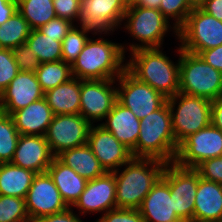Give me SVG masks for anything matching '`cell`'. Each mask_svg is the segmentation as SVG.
I'll return each mask as SVG.
<instances>
[{
	"label": "cell",
	"mask_w": 222,
	"mask_h": 222,
	"mask_svg": "<svg viewBox=\"0 0 222 222\" xmlns=\"http://www.w3.org/2000/svg\"><path fill=\"white\" fill-rule=\"evenodd\" d=\"M95 33L99 38H89L81 53L71 65L73 77L80 80L117 79L125 70V52L122 43H114ZM125 62V64H124Z\"/></svg>",
	"instance_id": "6da1fadb"
},
{
	"label": "cell",
	"mask_w": 222,
	"mask_h": 222,
	"mask_svg": "<svg viewBox=\"0 0 222 222\" xmlns=\"http://www.w3.org/2000/svg\"><path fill=\"white\" fill-rule=\"evenodd\" d=\"M160 48H143L132 51L126 69L138 80L147 83L165 98L179 92L180 63L176 62Z\"/></svg>",
	"instance_id": "7a4b0ae2"
},
{
	"label": "cell",
	"mask_w": 222,
	"mask_h": 222,
	"mask_svg": "<svg viewBox=\"0 0 222 222\" xmlns=\"http://www.w3.org/2000/svg\"><path fill=\"white\" fill-rule=\"evenodd\" d=\"M166 164L154 158L133 157L123 165V170L114 171L116 208L139 209L143 199L162 176Z\"/></svg>",
	"instance_id": "3957f363"
},
{
	"label": "cell",
	"mask_w": 222,
	"mask_h": 222,
	"mask_svg": "<svg viewBox=\"0 0 222 222\" xmlns=\"http://www.w3.org/2000/svg\"><path fill=\"white\" fill-rule=\"evenodd\" d=\"M178 146L172 130L169 105L166 102L161 108L140 120V132L132 155L135 158H154L165 163H174Z\"/></svg>",
	"instance_id": "277c9868"
},
{
	"label": "cell",
	"mask_w": 222,
	"mask_h": 222,
	"mask_svg": "<svg viewBox=\"0 0 222 222\" xmlns=\"http://www.w3.org/2000/svg\"><path fill=\"white\" fill-rule=\"evenodd\" d=\"M122 23L124 27L121 28L126 29L129 37L139 42H132L129 47L122 44L125 53L143 48H160L164 44V36L169 31H173L175 37L178 36V29L170 24L160 10L141 5L127 8Z\"/></svg>",
	"instance_id": "5b68a950"
},
{
	"label": "cell",
	"mask_w": 222,
	"mask_h": 222,
	"mask_svg": "<svg viewBox=\"0 0 222 222\" xmlns=\"http://www.w3.org/2000/svg\"><path fill=\"white\" fill-rule=\"evenodd\" d=\"M179 92L202 97L210 101L222 95V72L206 63L199 55L179 47Z\"/></svg>",
	"instance_id": "8992f818"
},
{
	"label": "cell",
	"mask_w": 222,
	"mask_h": 222,
	"mask_svg": "<svg viewBox=\"0 0 222 222\" xmlns=\"http://www.w3.org/2000/svg\"><path fill=\"white\" fill-rule=\"evenodd\" d=\"M172 130L179 145L189 135L211 124L212 101L178 92L167 99Z\"/></svg>",
	"instance_id": "52a82bcc"
},
{
	"label": "cell",
	"mask_w": 222,
	"mask_h": 222,
	"mask_svg": "<svg viewBox=\"0 0 222 222\" xmlns=\"http://www.w3.org/2000/svg\"><path fill=\"white\" fill-rule=\"evenodd\" d=\"M176 38L181 49L198 55L203 50L222 45V21L200 7L193 8L178 29Z\"/></svg>",
	"instance_id": "ba28073f"
},
{
	"label": "cell",
	"mask_w": 222,
	"mask_h": 222,
	"mask_svg": "<svg viewBox=\"0 0 222 222\" xmlns=\"http://www.w3.org/2000/svg\"><path fill=\"white\" fill-rule=\"evenodd\" d=\"M162 177L173 194L174 212L183 222H194L199 173L194 168L180 167L174 162L165 165Z\"/></svg>",
	"instance_id": "9c48e42d"
},
{
	"label": "cell",
	"mask_w": 222,
	"mask_h": 222,
	"mask_svg": "<svg viewBox=\"0 0 222 222\" xmlns=\"http://www.w3.org/2000/svg\"><path fill=\"white\" fill-rule=\"evenodd\" d=\"M117 101L129 108L139 120L161 108L166 102L162 94L138 80L127 69L116 79Z\"/></svg>",
	"instance_id": "30bf717a"
},
{
	"label": "cell",
	"mask_w": 222,
	"mask_h": 222,
	"mask_svg": "<svg viewBox=\"0 0 222 222\" xmlns=\"http://www.w3.org/2000/svg\"><path fill=\"white\" fill-rule=\"evenodd\" d=\"M222 156V131L212 124L185 138L178 146L174 162L195 168L202 161Z\"/></svg>",
	"instance_id": "8fae6325"
},
{
	"label": "cell",
	"mask_w": 222,
	"mask_h": 222,
	"mask_svg": "<svg viewBox=\"0 0 222 222\" xmlns=\"http://www.w3.org/2000/svg\"><path fill=\"white\" fill-rule=\"evenodd\" d=\"M91 126L80 114L54 115L45 134L53 155L86 144Z\"/></svg>",
	"instance_id": "7c38bea8"
},
{
	"label": "cell",
	"mask_w": 222,
	"mask_h": 222,
	"mask_svg": "<svg viewBox=\"0 0 222 222\" xmlns=\"http://www.w3.org/2000/svg\"><path fill=\"white\" fill-rule=\"evenodd\" d=\"M116 79L81 80L80 112L91 124L103 121L117 101Z\"/></svg>",
	"instance_id": "4fadbf2b"
},
{
	"label": "cell",
	"mask_w": 222,
	"mask_h": 222,
	"mask_svg": "<svg viewBox=\"0 0 222 222\" xmlns=\"http://www.w3.org/2000/svg\"><path fill=\"white\" fill-rule=\"evenodd\" d=\"M126 10L123 0H80L79 22L95 33H113L122 26Z\"/></svg>",
	"instance_id": "5bb4252c"
},
{
	"label": "cell",
	"mask_w": 222,
	"mask_h": 222,
	"mask_svg": "<svg viewBox=\"0 0 222 222\" xmlns=\"http://www.w3.org/2000/svg\"><path fill=\"white\" fill-rule=\"evenodd\" d=\"M26 210L31 222L55 213L65 211L67 204L48 172L37 173L27 192Z\"/></svg>",
	"instance_id": "9a60e30c"
},
{
	"label": "cell",
	"mask_w": 222,
	"mask_h": 222,
	"mask_svg": "<svg viewBox=\"0 0 222 222\" xmlns=\"http://www.w3.org/2000/svg\"><path fill=\"white\" fill-rule=\"evenodd\" d=\"M87 144L106 172H114L132 158V151L99 123L92 124Z\"/></svg>",
	"instance_id": "2e32d148"
},
{
	"label": "cell",
	"mask_w": 222,
	"mask_h": 222,
	"mask_svg": "<svg viewBox=\"0 0 222 222\" xmlns=\"http://www.w3.org/2000/svg\"><path fill=\"white\" fill-rule=\"evenodd\" d=\"M71 208H77L78 213H102L116 208V180L113 172L93 180H88L84 191Z\"/></svg>",
	"instance_id": "e0dca14e"
},
{
	"label": "cell",
	"mask_w": 222,
	"mask_h": 222,
	"mask_svg": "<svg viewBox=\"0 0 222 222\" xmlns=\"http://www.w3.org/2000/svg\"><path fill=\"white\" fill-rule=\"evenodd\" d=\"M44 97L35 72H19L0 94V111L11 115Z\"/></svg>",
	"instance_id": "ac0fdd59"
},
{
	"label": "cell",
	"mask_w": 222,
	"mask_h": 222,
	"mask_svg": "<svg viewBox=\"0 0 222 222\" xmlns=\"http://www.w3.org/2000/svg\"><path fill=\"white\" fill-rule=\"evenodd\" d=\"M54 158L45 136L20 135L11 163L43 173L47 172Z\"/></svg>",
	"instance_id": "d6986e66"
},
{
	"label": "cell",
	"mask_w": 222,
	"mask_h": 222,
	"mask_svg": "<svg viewBox=\"0 0 222 222\" xmlns=\"http://www.w3.org/2000/svg\"><path fill=\"white\" fill-rule=\"evenodd\" d=\"M139 211L144 222H183L173 210V194L162 176L143 199Z\"/></svg>",
	"instance_id": "ffe728a7"
},
{
	"label": "cell",
	"mask_w": 222,
	"mask_h": 222,
	"mask_svg": "<svg viewBox=\"0 0 222 222\" xmlns=\"http://www.w3.org/2000/svg\"><path fill=\"white\" fill-rule=\"evenodd\" d=\"M104 120L100 125L110 131L120 143L131 151L136 148L140 120L129 108L116 101Z\"/></svg>",
	"instance_id": "44dd1931"
},
{
	"label": "cell",
	"mask_w": 222,
	"mask_h": 222,
	"mask_svg": "<svg viewBox=\"0 0 222 222\" xmlns=\"http://www.w3.org/2000/svg\"><path fill=\"white\" fill-rule=\"evenodd\" d=\"M53 116L45 97L11 114L20 135L37 136H45Z\"/></svg>",
	"instance_id": "7402d4cb"
},
{
	"label": "cell",
	"mask_w": 222,
	"mask_h": 222,
	"mask_svg": "<svg viewBox=\"0 0 222 222\" xmlns=\"http://www.w3.org/2000/svg\"><path fill=\"white\" fill-rule=\"evenodd\" d=\"M194 222H222V184L199 177Z\"/></svg>",
	"instance_id": "603a6c76"
},
{
	"label": "cell",
	"mask_w": 222,
	"mask_h": 222,
	"mask_svg": "<svg viewBox=\"0 0 222 222\" xmlns=\"http://www.w3.org/2000/svg\"><path fill=\"white\" fill-rule=\"evenodd\" d=\"M47 172L59 190L63 201L68 207H72L84 191L87 180L56 157L48 167Z\"/></svg>",
	"instance_id": "cb8c5ba5"
},
{
	"label": "cell",
	"mask_w": 222,
	"mask_h": 222,
	"mask_svg": "<svg viewBox=\"0 0 222 222\" xmlns=\"http://www.w3.org/2000/svg\"><path fill=\"white\" fill-rule=\"evenodd\" d=\"M81 80L72 77L44 93L53 115L79 114Z\"/></svg>",
	"instance_id": "d4e9b609"
},
{
	"label": "cell",
	"mask_w": 222,
	"mask_h": 222,
	"mask_svg": "<svg viewBox=\"0 0 222 222\" xmlns=\"http://www.w3.org/2000/svg\"><path fill=\"white\" fill-rule=\"evenodd\" d=\"M56 158L64 165L72 168L87 181L106 173L87 143L65 150L57 155Z\"/></svg>",
	"instance_id": "484cf974"
},
{
	"label": "cell",
	"mask_w": 222,
	"mask_h": 222,
	"mask_svg": "<svg viewBox=\"0 0 222 222\" xmlns=\"http://www.w3.org/2000/svg\"><path fill=\"white\" fill-rule=\"evenodd\" d=\"M36 174L11 162L0 163V195L26 198Z\"/></svg>",
	"instance_id": "4316f807"
},
{
	"label": "cell",
	"mask_w": 222,
	"mask_h": 222,
	"mask_svg": "<svg viewBox=\"0 0 222 222\" xmlns=\"http://www.w3.org/2000/svg\"><path fill=\"white\" fill-rule=\"evenodd\" d=\"M17 11L32 30L57 17L52 0H17Z\"/></svg>",
	"instance_id": "83f0119b"
},
{
	"label": "cell",
	"mask_w": 222,
	"mask_h": 222,
	"mask_svg": "<svg viewBox=\"0 0 222 222\" xmlns=\"http://www.w3.org/2000/svg\"><path fill=\"white\" fill-rule=\"evenodd\" d=\"M31 30L28 22L16 11L8 21L0 25V48L14 49L26 43Z\"/></svg>",
	"instance_id": "f1b7e54d"
},
{
	"label": "cell",
	"mask_w": 222,
	"mask_h": 222,
	"mask_svg": "<svg viewBox=\"0 0 222 222\" xmlns=\"http://www.w3.org/2000/svg\"><path fill=\"white\" fill-rule=\"evenodd\" d=\"M26 43L41 63L62 60V42L41 33L38 29L31 30Z\"/></svg>",
	"instance_id": "f546056e"
},
{
	"label": "cell",
	"mask_w": 222,
	"mask_h": 222,
	"mask_svg": "<svg viewBox=\"0 0 222 222\" xmlns=\"http://www.w3.org/2000/svg\"><path fill=\"white\" fill-rule=\"evenodd\" d=\"M35 75L44 93L71 79V65L65 61L41 63Z\"/></svg>",
	"instance_id": "4dcf8cb0"
},
{
	"label": "cell",
	"mask_w": 222,
	"mask_h": 222,
	"mask_svg": "<svg viewBox=\"0 0 222 222\" xmlns=\"http://www.w3.org/2000/svg\"><path fill=\"white\" fill-rule=\"evenodd\" d=\"M19 137L11 115L0 111V163L11 162Z\"/></svg>",
	"instance_id": "1f68e13d"
},
{
	"label": "cell",
	"mask_w": 222,
	"mask_h": 222,
	"mask_svg": "<svg viewBox=\"0 0 222 222\" xmlns=\"http://www.w3.org/2000/svg\"><path fill=\"white\" fill-rule=\"evenodd\" d=\"M79 28V29H78ZM95 34L94 31L82 25H73L67 35L62 40V60L72 65L77 56L81 53L88 39L89 33Z\"/></svg>",
	"instance_id": "d6a6232c"
},
{
	"label": "cell",
	"mask_w": 222,
	"mask_h": 222,
	"mask_svg": "<svg viewBox=\"0 0 222 222\" xmlns=\"http://www.w3.org/2000/svg\"><path fill=\"white\" fill-rule=\"evenodd\" d=\"M0 222H31L25 198L0 195Z\"/></svg>",
	"instance_id": "836d02e7"
},
{
	"label": "cell",
	"mask_w": 222,
	"mask_h": 222,
	"mask_svg": "<svg viewBox=\"0 0 222 222\" xmlns=\"http://www.w3.org/2000/svg\"><path fill=\"white\" fill-rule=\"evenodd\" d=\"M193 8L190 0H161L159 6L162 15L167 20H172L171 24L173 23L177 29L185 23Z\"/></svg>",
	"instance_id": "e575fe53"
},
{
	"label": "cell",
	"mask_w": 222,
	"mask_h": 222,
	"mask_svg": "<svg viewBox=\"0 0 222 222\" xmlns=\"http://www.w3.org/2000/svg\"><path fill=\"white\" fill-rule=\"evenodd\" d=\"M19 72L12 49L0 48V94Z\"/></svg>",
	"instance_id": "d590c367"
},
{
	"label": "cell",
	"mask_w": 222,
	"mask_h": 222,
	"mask_svg": "<svg viewBox=\"0 0 222 222\" xmlns=\"http://www.w3.org/2000/svg\"><path fill=\"white\" fill-rule=\"evenodd\" d=\"M12 52L21 72H35L41 64L27 43L12 49Z\"/></svg>",
	"instance_id": "8d00e7d4"
},
{
	"label": "cell",
	"mask_w": 222,
	"mask_h": 222,
	"mask_svg": "<svg viewBox=\"0 0 222 222\" xmlns=\"http://www.w3.org/2000/svg\"><path fill=\"white\" fill-rule=\"evenodd\" d=\"M194 169L201 178L222 184V156L206 159Z\"/></svg>",
	"instance_id": "74e56055"
},
{
	"label": "cell",
	"mask_w": 222,
	"mask_h": 222,
	"mask_svg": "<svg viewBox=\"0 0 222 222\" xmlns=\"http://www.w3.org/2000/svg\"><path fill=\"white\" fill-rule=\"evenodd\" d=\"M101 216L96 222H144L139 209L115 208Z\"/></svg>",
	"instance_id": "f35d334b"
},
{
	"label": "cell",
	"mask_w": 222,
	"mask_h": 222,
	"mask_svg": "<svg viewBox=\"0 0 222 222\" xmlns=\"http://www.w3.org/2000/svg\"><path fill=\"white\" fill-rule=\"evenodd\" d=\"M56 16L79 25L80 0H52Z\"/></svg>",
	"instance_id": "ab89813d"
},
{
	"label": "cell",
	"mask_w": 222,
	"mask_h": 222,
	"mask_svg": "<svg viewBox=\"0 0 222 222\" xmlns=\"http://www.w3.org/2000/svg\"><path fill=\"white\" fill-rule=\"evenodd\" d=\"M73 25L74 24L69 20L56 17L48 21L45 25L41 26L38 30L43 34L51 38H57V41L62 42Z\"/></svg>",
	"instance_id": "60d3db41"
},
{
	"label": "cell",
	"mask_w": 222,
	"mask_h": 222,
	"mask_svg": "<svg viewBox=\"0 0 222 222\" xmlns=\"http://www.w3.org/2000/svg\"><path fill=\"white\" fill-rule=\"evenodd\" d=\"M73 211V208L69 207L65 211L45 216L36 222H83L80 215Z\"/></svg>",
	"instance_id": "b9f144b4"
},
{
	"label": "cell",
	"mask_w": 222,
	"mask_h": 222,
	"mask_svg": "<svg viewBox=\"0 0 222 222\" xmlns=\"http://www.w3.org/2000/svg\"><path fill=\"white\" fill-rule=\"evenodd\" d=\"M198 55L213 68L222 72V45L203 50Z\"/></svg>",
	"instance_id": "7bdbcfd3"
},
{
	"label": "cell",
	"mask_w": 222,
	"mask_h": 222,
	"mask_svg": "<svg viewBox=\"0 0 222 222\" xmlns=\"http://www.w3.org/2000/svg\"><path fill=\"white\" fill-rule=\"evenodd\" d=\"M17 11V0H0V25Z\"/></svg>",
	"instance_id": "ee69618b"
},
{
	"label": "cell",
	"mask_w": 222,
	"mask_h": 222,
	"mask_svg": "<svg viewBox=\"0 0 222 222\" xmlns=\"http://www.w3.org/2000/svg\"><path fill=\"white\" fill-rule=\"evenodd\" d=\"M211 124L222 131V98L211 103Z\"/></svg>",
	"instance_id": "f6af8a7d"
},
{
	"label": "cell",
	"mask_w": 222,
	"mask_h": 222,
	"mask_svg": "<svg viewBox=\"0 0 222 222\" xmlns=\"http://www.w3.org/2000/svg\"><path fill=\"white\" fill-rule=\"evenodd\" d=\"M200 8L219 21H222V0H208Z\"/></svg>",
	"instance_id": "bcb514c9"
},
{
	"label": "cell",
	"mask_w": 222,
	"mask_h": 222,
	"mask_svg": "<svg viewBox=\"0 0 222 222\" xmlns=\"http://www.w3.org/2000/svg\"><path fill=\"white\" fill-rule=\"evenodd\" d=\"M123 2L127 8L135 5H141L146 8L159 10L161 0H123Z\"/></svg>",
	"instance_id": "7dc6e473"
},
{
	"label": "cell",
	"mask_w": 222,
	"mask_h": 222,
	"mask_svg": "<svg viewBox=\"0 0 222 222\" xmlns=\"http://www.w3.org/2000/svg\"><path fill=\"white\" fill-rule=\"evenodd\" d=\"M206 1L208 0H190L192 6L194 8L200 7L201 5H203Z\"/></svg>",
	"instance_id": "c3c4849f"
}]
</instances>
